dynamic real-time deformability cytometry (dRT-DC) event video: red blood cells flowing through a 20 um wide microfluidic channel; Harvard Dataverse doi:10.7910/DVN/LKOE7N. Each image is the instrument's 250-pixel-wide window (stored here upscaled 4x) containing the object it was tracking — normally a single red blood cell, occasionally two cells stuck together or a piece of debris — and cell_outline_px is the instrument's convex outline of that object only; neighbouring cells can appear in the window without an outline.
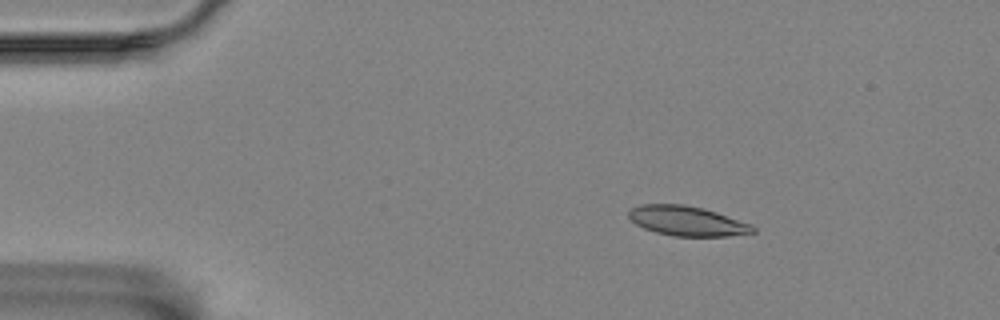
{"species": "Egyptian fruit bat (a non-hibernating species)", "species_latin": "Rousettus aegyptiacus", "temperature_condition": "room temperature", "stored_images_in_passage": 26, "camera_frame_rate_fps": 3000, "um_per_image_px": 0.085, "animal": {"sex": "female"}, "frame": {"image": 1, "passage_image": 1, "time_ms": 0.0, "image_size_px": [1000, 320], "cell_outline_px": [[756, 232], [728, 236], [672, 236], [656, 232], [644, 228], [636, 224], [628, 216], [628, 212], [632, 208], [640, 204], [684, 204], [704, 208], [752, 224], [756, 228]], "centroid_in_image_um": [58.42, 18.78], "position_along_channel_um": 26.6, "area_um2": 21.56}}
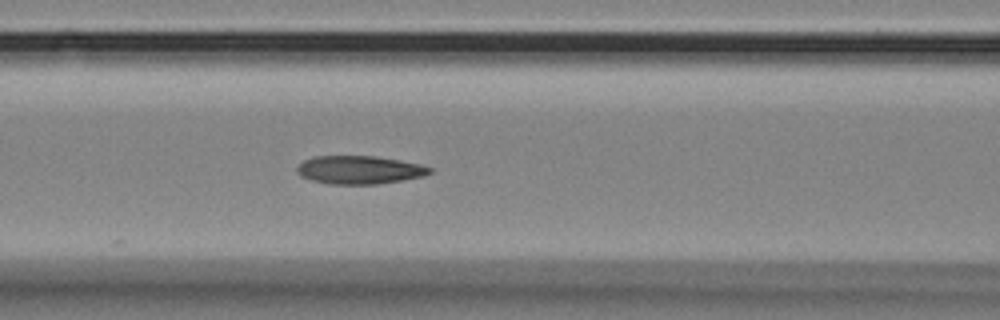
{"frame": {"image": 2, "passage_image": 16, "time_ms": 5.0, "image_size_px": [1000, 320], "cell_outline_px": [[432, 172], [424, 176], [376, 184], [328, 184], [312, 180], [300, 176], [296, 172], [296, 168], [304, 160], [312, 156], [376, 156], [400, 160], [420, 164], [432, 168]], "centroid_in_image_um": [30.53, 14.43], "position_along_channel_um": 136.1, "area_um2": 21.85}}
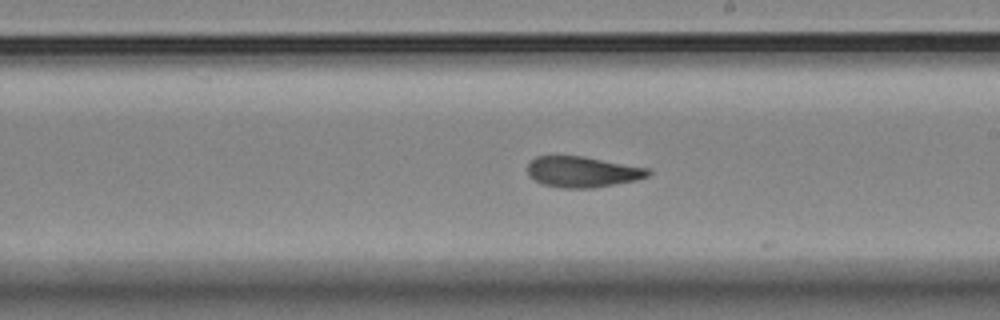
{"frame": {"image": 3, "passage_image": 25, "time_ms": 8.0, "image_size_px": [1000, 320], "cell_outline_px": [[652, 172], [648, 176], [636, 180], [592, 188], [564, 188], [540, 184], [528, 176], [528, 164], [536, 156], [584, 156], [648, 168]], "centroid_in_image_um": [49.49, 14.61], "position_along_channel_um": 239.5, "area_um2": 21.68}}